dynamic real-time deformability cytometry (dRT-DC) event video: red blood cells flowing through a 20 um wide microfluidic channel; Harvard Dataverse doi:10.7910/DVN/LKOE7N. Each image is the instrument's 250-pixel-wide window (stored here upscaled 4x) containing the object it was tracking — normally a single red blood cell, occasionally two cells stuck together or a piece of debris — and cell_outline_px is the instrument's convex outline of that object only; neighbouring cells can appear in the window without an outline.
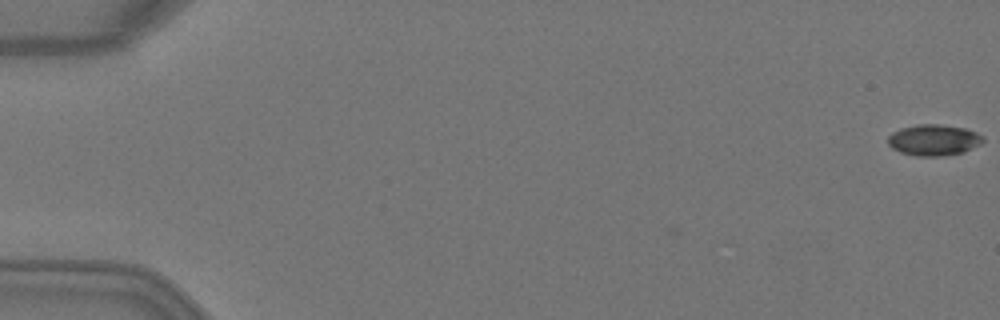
{"species": "Egyptian fruit bat (a non-hibernating species)", "species_latin": "Rousettus aegyptiacus", "temperature_condition": "warm", "stored_images_in_passage": 11, "camera_frame_rate_fps": 3000, "um_per_image_px": 0.085, "animal": {"sex": "female"}, "frame": {"image": 1, "passage_image": 1, "time_ms": 0.0, "image_size_px": [1000, 320], "cell_outline_px": [[984, 140], [980, 144], [964, 152], [944, 156], [916, 156], [900, 152], [892, 148], [888, 144], [888, 136], [892, 132], [900, 128], [920, 124], [940, 124], [968, 128], [984, 136]], "centroid_in_image_um": [79.38, 11.89], "position_along_channel_um": 5.6, "area_um2": 17.46}}
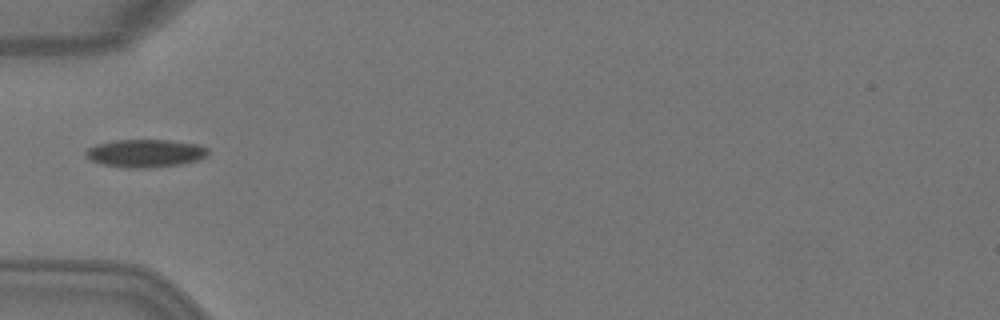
{"frame": {"image": 2, "passage_image": 5, "time_ms": 1.333, "image_size_px": [1000, 320], "cell_outline_px": [[208, 152], [204, 156], [196, 160], [180, 164], [152, 168], [128, 168], [104, 164], [92, 160], [84, 152], [88, 148], [96, 144], [116, 140], [168, 140], [196, 144], [208, 148]], "centroid_in_image_um": [12.35, 13.02], "position_along_channel_um": 72.7, "area_um2": 19.59}}